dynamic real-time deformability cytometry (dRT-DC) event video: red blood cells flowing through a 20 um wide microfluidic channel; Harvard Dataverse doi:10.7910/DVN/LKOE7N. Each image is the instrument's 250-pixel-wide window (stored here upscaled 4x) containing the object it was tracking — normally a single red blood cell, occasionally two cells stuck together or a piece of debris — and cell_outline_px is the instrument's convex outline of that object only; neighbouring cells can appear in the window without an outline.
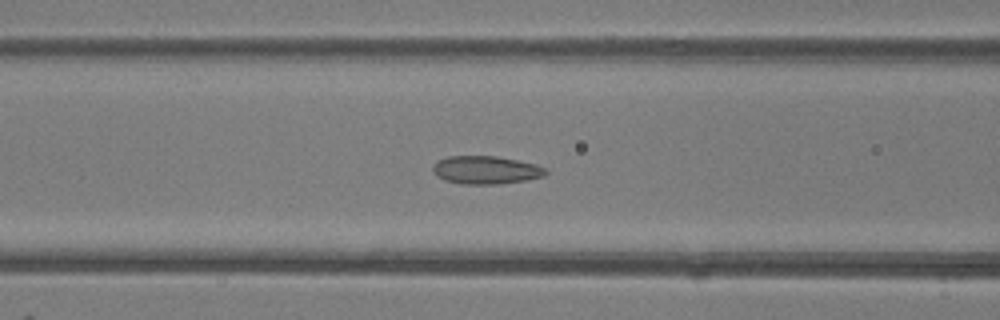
{"species": "common noctule bat (a hibernating species)", "species_latin": "Nyctalus noctula", "temperature_condition": "room temperature", "stored_images_in_passage": 50, "camera_frame_rate_fps": 3000, "um_per_image_px": 0.085, "animal": {"sex": "female"}, "frame": {"image": 1, "passage_image": 21, "time_ms": 6.667, "image_size_px": [1000, 320], "cell_outline_px": [[548, 172], [544, 176], [524, 180], [500, 184], [460, 184], [444, 180], [436, 176], [432, 172], [432, 164], [436, 160], [448, 156], [496, 156], [536, 164], [544, 168]], "centroid_in_image_um": [41.23, 14.45], "position_along_channel_um": 125.4, "area_um2": 18.61}}
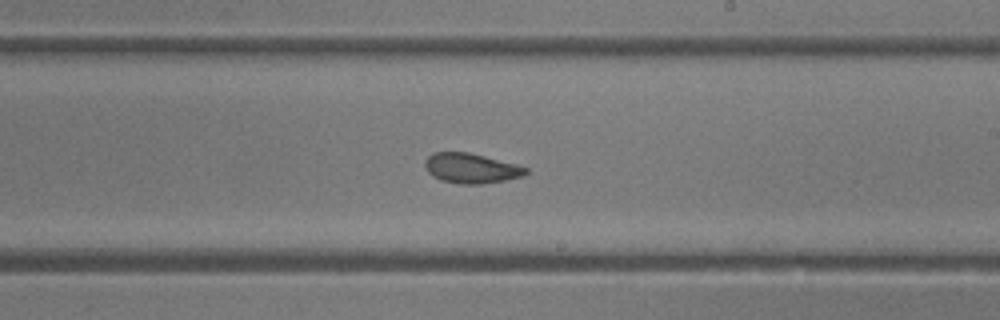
{"frame": {"image": 2, "passage_image": 30, "time_ms": 9.667, "image_size_px": [1000, 320], "cell_outline_px": [[528, 172], [524, 176], [504, 180], [480, 184], [460, 184], [440, 180], [432, 176], [428, 172], [424, 164], [424, 160], [432, 152], [468, 152], [516, 164], [528, 168]], "centroid_in_image_um": [40.02, 14.3], "position_along_channel_um": 249.0, "area_um2": 17.63}}
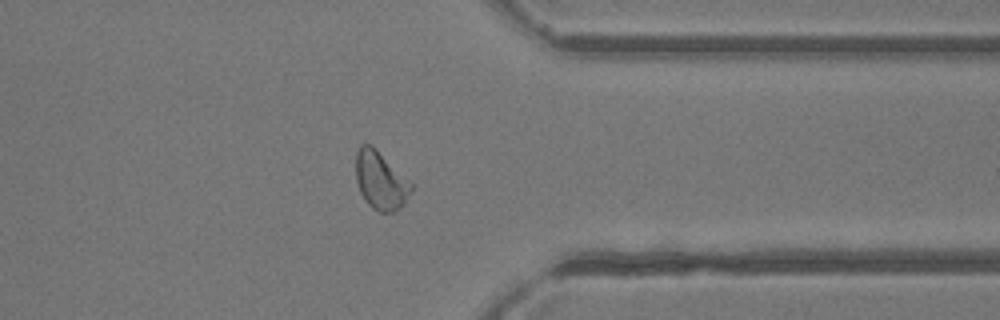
{"frame": {"image": 3, "passage_image": 40, "time_ms": 13.0, "image_size_px": [1000, 320], "cell_outline_px": [[416, 184], [404, 204], [392, 212], [380, 212], [372, 208], [364, 200], [360, 192], [356, 180], [356, 152], [360, 144], [372, 144]], "centroid_in_image_um": [32.39, 15.31], "position_along_channel_um": 379.0, "area_um2": 19.31}, "authors_computed_cell_mechanics": {"area_um2": 19.363, "velocity_mm_per_s": 4.119, "shape_relaxation_time_tau1_ms": 7.3522, "shape_relaxation_time_tau2_ms": 1.5161, "deformation_change_tau1": 0.1464, "deformation_change_tau2": 0.0708}}